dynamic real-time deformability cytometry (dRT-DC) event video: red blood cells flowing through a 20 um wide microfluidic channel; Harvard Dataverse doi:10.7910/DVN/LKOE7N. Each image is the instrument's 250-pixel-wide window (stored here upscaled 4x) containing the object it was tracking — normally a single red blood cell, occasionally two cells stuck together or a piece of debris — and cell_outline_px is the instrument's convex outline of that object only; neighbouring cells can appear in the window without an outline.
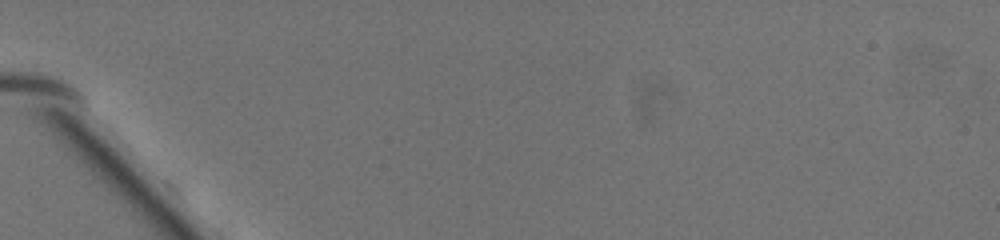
{"species": "common noctule bat (a hibernating species)", "species_latin": "Nyctalus noctula", "temperature_condition": "warm", "stored_images_in_passage": 2, "camera_frame_rate_fps": 3000, "um_per_image_px": 0.085, "animal": {"sex": "female", "body_mass_g": 19.5, "forearm_length_mm": 54.1}, "frame": {"image": 1, "passage_image": 2, "time_ms": 0.333, "image_size_px": [1000, 240], "cell_outline_px": [[288, 168], [284, 176], [264, 172], [256, 168], [252, 164], [236, 144], [236, 128], [240, 124], [244, 124], [256, 128], [276, 152]], "centroid_in_image_um": [22.03, 12.81], "position_along_channel_um": 63.0, "area_um2": 10.29}}